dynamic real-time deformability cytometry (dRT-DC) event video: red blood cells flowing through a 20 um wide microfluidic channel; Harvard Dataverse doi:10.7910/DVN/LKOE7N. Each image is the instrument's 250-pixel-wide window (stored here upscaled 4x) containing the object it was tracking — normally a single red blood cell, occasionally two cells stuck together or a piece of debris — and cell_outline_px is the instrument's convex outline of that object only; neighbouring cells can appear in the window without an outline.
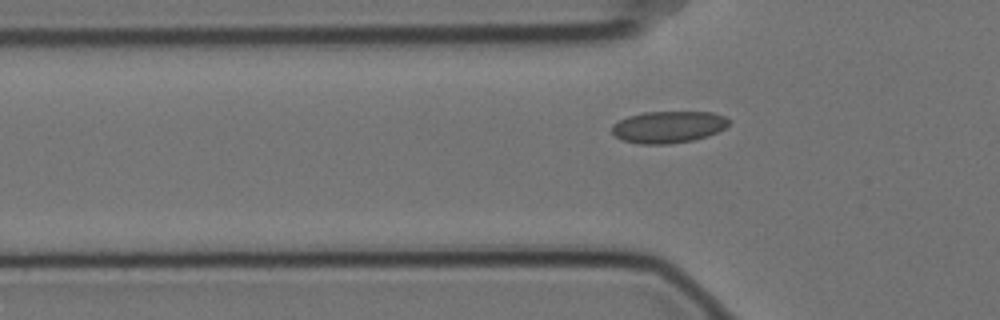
{"species": "Egyptian fruit bat (a non-hibernating species)", "species_latin": "Rousettus aegyptiacus", "temperature_condition": "cold", "stored_images_in_passage": 33, "camera_frame_rate_fps": 3000, "um_per_image_px": 0.085, "animal": {"sex": "female"}, "frame": {"image": 1, "passage_image": 4, "time_ms": 1.0, "image_size_px": [1000, 320], "cell_outline_px": [[732, 120], [724, 128], [708, 136], [692, 140], [668, 144], [640, 144], [620, 140], [612, 132], [612, 124], [628, 116], [644, 112], [712, 112], [724, 116]], "centroid_in_image_um": [56.8, 10.79], "position_along_channel_um": 69.0, "area_um2": 21.73}}
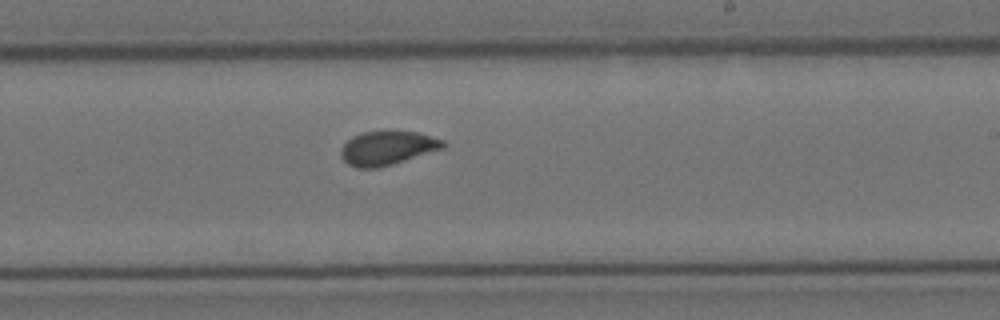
{"frame": {"image": 2, "passage_image": 20, "time_ms": 6.333, "image_size_px": [1000, 320], "cell_outline_px": [[448, 144], [444, 148], [392, 164], [376, 168], [356, 168], [348, 164], [340, 156], [340, 148], [352, 136], [364, 132], [392, 128], [416, 132], [444, 140]], "centroid_in_image_um": [32.92, 12.54], "position_along_channel_um": 256.1, "area_um2": 20.75}}
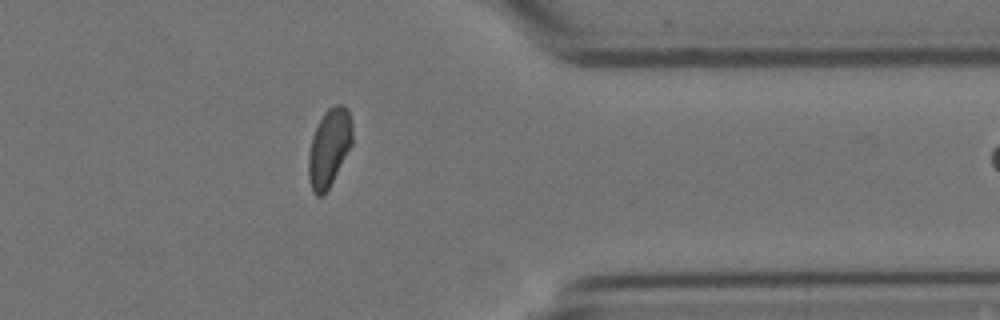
{"frame": {"image": 3, "passage_image": 32, "time_ms": 10.333, "image_size_px": [1000, 320], "cell_outline_px": [[352, 144], [328, 188], [320, 196], [316, 196], [312, 192], [308, 176], [308, 156], [312, 136], [324, 112], [332, 104], [340, 104], [348, 108], [352, 124]], "centroid_in_image_um": [27.97, 12.52], "position_along_channel_um": 383.4, "area_um2": 19.77}}